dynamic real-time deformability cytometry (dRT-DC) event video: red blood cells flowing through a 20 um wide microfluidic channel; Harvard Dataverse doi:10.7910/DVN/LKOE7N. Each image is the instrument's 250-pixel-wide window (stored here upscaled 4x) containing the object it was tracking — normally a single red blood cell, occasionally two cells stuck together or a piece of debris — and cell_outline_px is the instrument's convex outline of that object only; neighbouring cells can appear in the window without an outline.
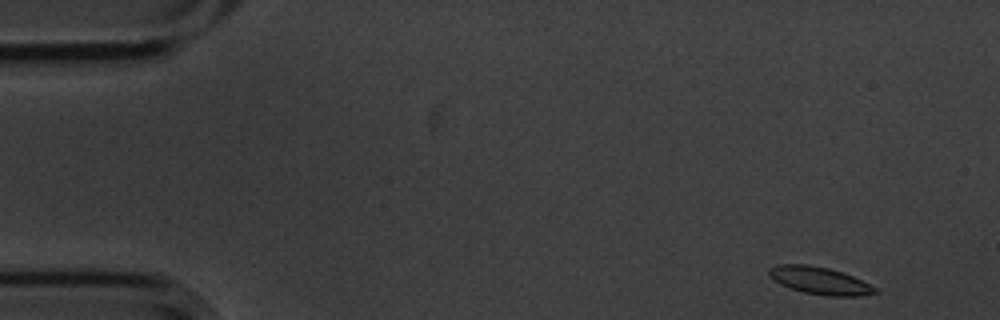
{"species": "common noctule bat (a hibernating species)", "species_latin": "Nyctalus noctula", "temperature_condition": "cold", "stored_images_in_passage": 5, "camera_frame_rate_fps": 3000, "um_per_image_px": 0.085, "animal": {"sex": "male", "body_mass_g": 20.1, "forearm_length_mm": 53.5}, "frame": {"image": 1, "passage_image": 1, "time_ms": 0.0, "image_size_px": [1000, 320], "cell_outline_px": [[880, 292], [860, 296], [828, 296], [804, 292], [780, 284], [768, 276], [768, 268], [776, 264], [808, 264], [828, 268], [852, 276], [876, 288]], "centroid_in_image_um": [69.63, 23.84], "position_along_channel_um": 15.4, "area_um2": 16.82}}
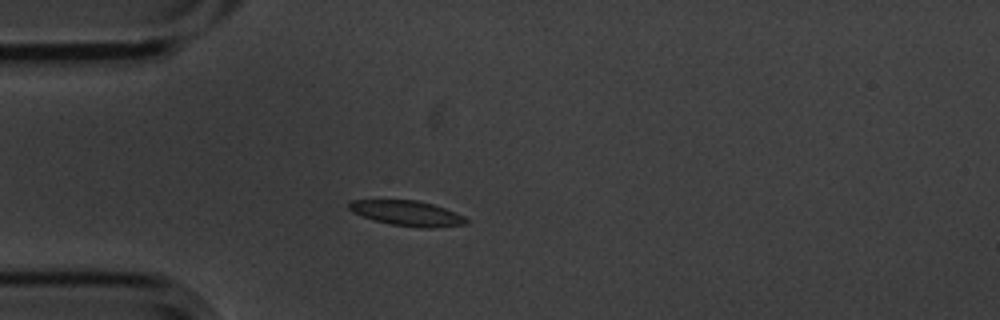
{"frame": {"image": 2, "passage_image": 4, "time_ms": 1.0, "image_size_px": [1000, 320], "cell_outline_px": [[468, 224], [432, 228], [420, 228], [392, 224], [376, 220], [352, 212], [348, 208], [348, 200], [416, 200], [432, 204], [456, 212], [464, 216], [468, 220]], "centroid_in_image_um": [34.63, 18.12], "position_along_channel_um": 50.4, "area_um2": 17.11}}